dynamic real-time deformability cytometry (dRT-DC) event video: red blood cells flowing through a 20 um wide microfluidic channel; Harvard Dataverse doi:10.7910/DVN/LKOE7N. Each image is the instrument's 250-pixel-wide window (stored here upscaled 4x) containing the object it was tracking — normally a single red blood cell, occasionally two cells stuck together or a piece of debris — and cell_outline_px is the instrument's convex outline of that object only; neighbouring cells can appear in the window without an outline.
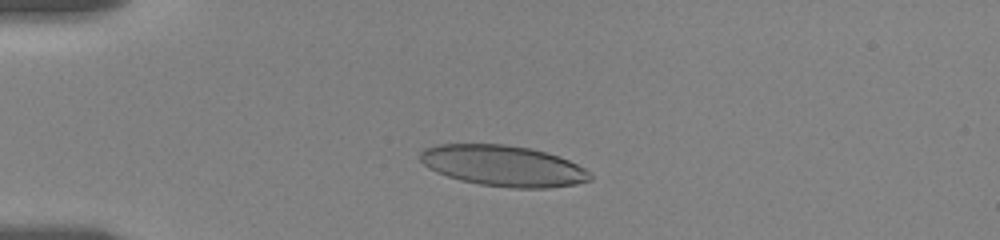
{"species": "human", "species_latin": "Homo sapiens", "temperature_condition": "room temperature", "stored_images_in_passage": 23, "camera_frame_rate_fps": 3000, "um_per_image_px": 0.085, "donor": {"sex": "female"}, "frame": {"image": 1, "passage_image": 15, "time_ms": 4.0, "image_size_px": [1000, 240], "cell_outline_px": [[592, 180], [576, 184], [548, 188], [512, 188], [480, 184], [460, 180], [436, 172], [428, 168], [420, 160], [420, 152], [424, 148], [436, 144], [504, 144], [528, 148], [544, 152], [568, 160], [584, 168], [592, 176]], "centroid_in_image_um": [42.74, 14.09], "position_along_channel_um": 42.3, "area_um2": 40.34}}